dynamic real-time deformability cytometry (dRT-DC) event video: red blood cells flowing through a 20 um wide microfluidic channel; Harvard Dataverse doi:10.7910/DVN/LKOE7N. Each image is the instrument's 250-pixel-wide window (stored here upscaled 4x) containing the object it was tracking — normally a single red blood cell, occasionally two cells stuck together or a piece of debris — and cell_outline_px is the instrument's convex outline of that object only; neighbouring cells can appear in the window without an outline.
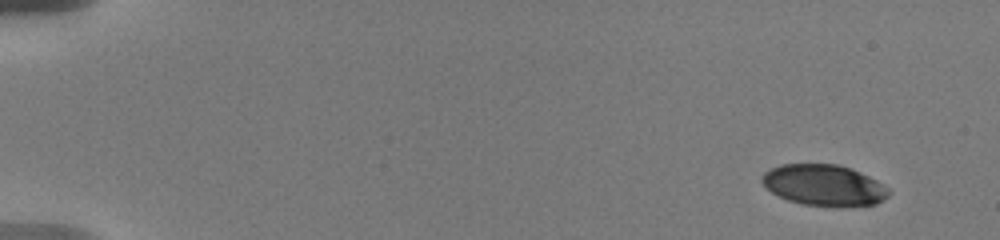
{"species": "human", "species_latin": "Homo sapiens", "temperature_condition": "warm", "stored_images_in_passage": 16, "camera_frame_rate_fps": 3000, "um_per_image_px": 0.085, "donor": {"sex": "male"}, "frame": {"image": 1, "passage_image": 1, "time_ms": 0.0, "image_size_px": [1000, 240], "cell_outline_px": [[892, 192], [888, 196], [876, 204], [840, 208], [804, 204], [788, 200], [772, 192], [760, 180], [760, 176], [764, 172], [780, 164], [840, 164], [852, 168], [876, 180], [888, 188]], "centroid_in_image_um": [70.06, 15.75], "position_along_channel_um": 14.9, "area_um2": 30.69}}
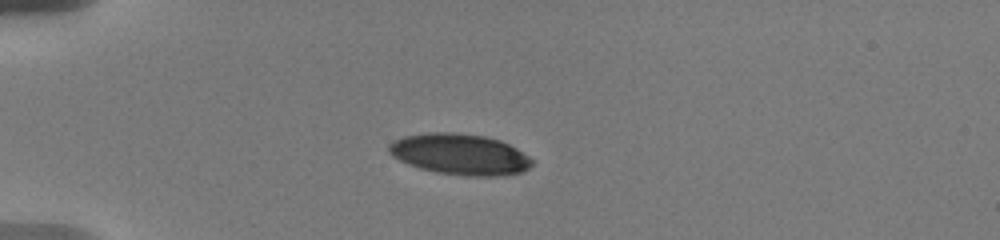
{"frame": {"image": 2, "passage_image": 10, "time_ms": 4.0, "image_size_px": [1000, 240], "cell_outline_px": [[532, 164], [528, 168], [520, 172], [504, 176], [468, 176], [436, 172], [420, 168], [408, 164], [392, 156], [388, 152], [388, 144], [404, 136], [428, 132], [456, 132], [484, 136], [500, 140], [516, 148], [528, 156], [532, 160]], "centroid_in_image_um": [39.08, 13.11], "position_along_channel_um": 45.9, "area_um2": 34.16}}
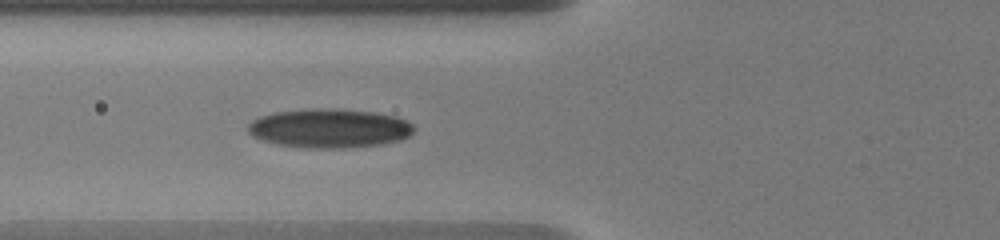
{"frame": {"image": 3, "passage_image": 16, "time_ms": 6.333, "image_size_px": [1000, 240], "cell_outline_px": [[416, 128], [408, 136], [400, 140], [380, 144], [344, 148], [308, 148], [280, 144], [260, 140], [252, 136], [248, 132], [248, 124], [252, 120], [260, 116], [272, 112], [308, 108], [336, 108], [376, 112], [396, 116], [412, 124]], "centroid_in_image_um": [27.98, 10.89], "position_along_channel_um": 97.8, "area_um2": 38.03}}